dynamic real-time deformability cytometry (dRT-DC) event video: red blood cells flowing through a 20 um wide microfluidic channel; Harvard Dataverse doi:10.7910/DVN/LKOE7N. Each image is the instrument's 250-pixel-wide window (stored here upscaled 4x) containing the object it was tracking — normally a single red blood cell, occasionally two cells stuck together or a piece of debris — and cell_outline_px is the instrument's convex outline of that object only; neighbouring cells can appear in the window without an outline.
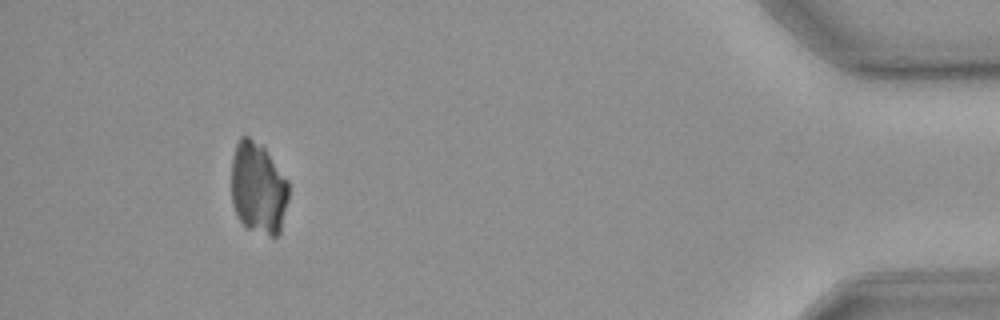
{"species": "common noctule bat (a hibernating species)", "species_latin": "Nyctalus noctula", "temperature_condition": "cold", "stored_images_in_passage": 39, "camera_frame_rate_fps": 3000, "um_per_image_px": 0.085, "animal": {"sex": "male", "body_mass_g": 23.1, "forearm_length_mm": 52.7}, "frame": {"image": 1, "passage_image": 35, "time_ms": 11.333, "image_size_px": [1000, 320], "cell_outline_px": [[288, 200], [280, 232], [276, 236], [272, 236], [248, 228], [240, 220], [232, 204], [232, 156], [236, 144], [240, 136], [248, 136], [260, 144], [264, 148], [288, 180]], "centroid_in_image_um": [21.94, 15.97], "position_along_channel_um": 413.3, "area_um2": 30.46}}